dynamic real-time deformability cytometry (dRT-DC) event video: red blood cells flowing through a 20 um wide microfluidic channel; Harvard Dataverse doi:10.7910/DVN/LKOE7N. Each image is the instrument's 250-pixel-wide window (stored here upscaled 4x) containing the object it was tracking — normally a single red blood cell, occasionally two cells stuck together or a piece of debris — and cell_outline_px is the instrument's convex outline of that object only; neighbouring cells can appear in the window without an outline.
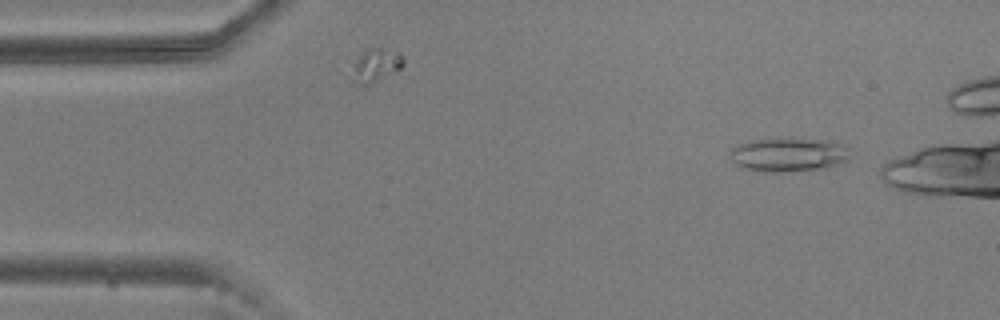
{"species": "common noctule bat (a hibernating species)", "species_latin": "Nyctalus noctula", "temperature_condition": "warm", "stored_images_in_passage": 53, "camera_frame_rate_fps": 3000, "um_per_image_px": 0.085, "animal": {"sex": "male", "body_mass_g": 20.5, "forearm_length_mm": 52.5}, "frame": {"image": 1, "passage_image": 4, "time_ms": 1.0, "image_size_px": [1000, 320], "cell_outline_px": [[848, 160], [828, 168], [776, 172], [760, 172], [740, 168], [728, 156], [732, 148], [740, 144], [752, 140], [828, 140], [840, 144], [848, 148]], "centroid_in_image_um": [66.98, 13.19], "position_along_channel_um": 18.0, "area_um2": 23.29}}
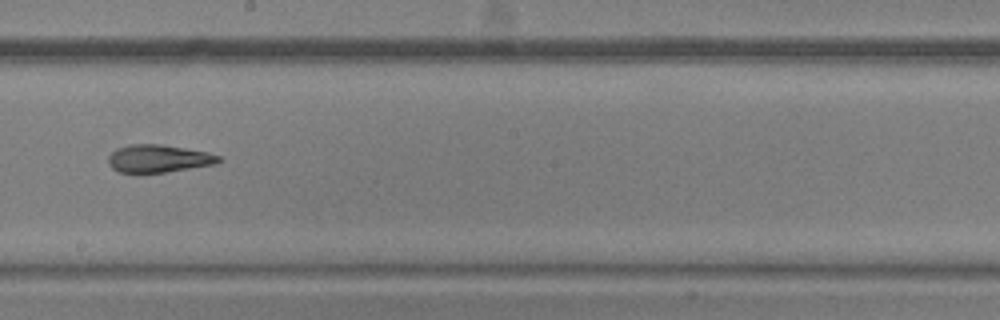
{"frame": {"image": 2, "passage_image": 28, "time_ms": 9.0, "image_size_px": [1000, 320], "cell_outline_px": [[224, 160], [216, 164], [164, 172], [120, 172], [112, 168], [108, 164], [108, 156], [116, 148], [132, 144], [160, 144], [208, 152], [220, 156]], "centroid_in_image_um": [13.49, 13.47], "position_along_channel_um": 234.7, "area_um2": 17.74}}
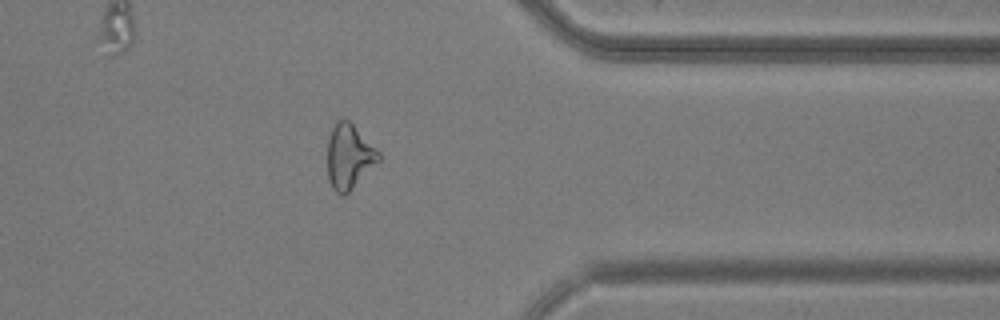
{"frame": {"image": 3, "passage_image": 41, "time_ms": 13.333, "image_size_px": [1000, 320], "cell_outline_px": [[380, 160], [344, 196], [340, 196], [332, 188], [328, 176], [328, 140], [332, 128], [336, 120], [348, 120], [380, 152]], "centroid_in_image_um": [29.66, 13.32], "position_along_channel_um": 381.7, "area_um2": 19.02}, "authors_computed_cell_mechanics": {"area_um2": 19.5364, "velocity_mm_per_s": 3.7011, "shape_relaxation_time_tau1_ms": 9.2057, "shape_relaxation_time_tau2_ms": 5.1594, "deformation_change_tau1": 0.2336, "deformation_change_tau2": 0.1492}}